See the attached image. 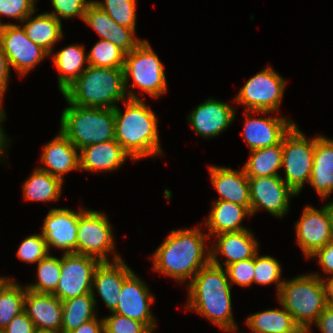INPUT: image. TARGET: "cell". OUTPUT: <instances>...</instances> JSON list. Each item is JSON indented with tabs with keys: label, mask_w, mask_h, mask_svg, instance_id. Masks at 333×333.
Wrapping results in <instances>:
<instances>
[{
	"label": "cell",
	"mask_w": 333,
	"mask_h": 333,
	"mask_svg": "<svg viewBox=\"0 0 333 333\" xmlns=\"http://www.w3.org/2000/svg\"><path fill=\"white\" fill-rule=\"evenodd\" d=\"M210 255V262L190 280L187 308L201 313L225 331L236 332L231 308L232 283L216 258Z\"/></svg>",
	"instance_id": "6da1fadb"
},
{
	"label": "cell",
	"mask_w": 333,
	"mask_h": 333,
	"mask_svg": "<svg viewBox=\"0 0 333 333\" xmlns=\"http://www.w3.org/2000/svg\"><path fill=\"white\" fill-rule=\"evenodd\" d=\"M128 97L125 113L117 106L113 109L115 140L133 160L161 154L156 115L133 91Z\"/></svg>",
	"instance_id": "7a4b0ae2"
},
{
	"label": "cell",
	"mask_w": 333,
	"mask_h": 333,
	"mask_svg": "<svg viewBox=\"0 0 333 333\" xmlns=\"http://www.w3.org/2000/svg\"><path fill=\"white\" fill-rule=\"evenodd\" d=\"M198 228L172 230L152 256L154 269L182 282L193 278L210 262V252L204 255V236Z\"/></svg>",
	"instance_id": "3957f363"
},
{
	"label": "cell",
	"mask_w": 333,
	"mask_h": 333,
	"mask_svg": "<svg viewBox=\"0 0 333 333\" xmlns=\"http://www.w3.org/2000/svg\"><path fill=\"white\" fill-rule=\"evenodd\" d=\"M68 104L112 108L124 101L126 91L123 68L86 67V70L62 93Z\"/></svg>",
	"instance_id": "277c9868"
},
{
	"label": "cell",
	"mask_w": 333,
	"mask_h": 333,
	"mask_svg": "<svg viewBox=\"0 0 333 333\" xmlns=\"http://www.w3.org/2000/svg\"><path fill=\"white\" fill-rule=\"evenodd\" d=\"M69 105L62 112L60 131L79 151L86 146L115 139L112 108Z\"/></svg>",
	"instance_id": "5b68a950"
},
{
	"label": "cell",
	"mask_w": 333,
	"mask_h": 333,
	"mask_svg": "<svg viewBox=\"0 0 333 333\" xmlns=\"http://www.w3.org/2000/svg\"><path fill=\"white\" fill-rule=\"evenodd\" d=\"M278 296L281 306L295 323L308 331L327 307L324 285L318 274L300 275L284 281Z\"/></svg>",
	"instance_id": "8992f818"
},
{
	"label": "cell",
	"mask_w": 333,
	"mask_h": 333,
	"mask_svg": "<svg viewBox=\"0 0 333 333\" xmlns=\"http://www.w3.org/2000/svg\"><path fill=\"white\" fill-rule=\"evenodd\" d=\"M123 71L125 91L129 76L134 80L131 88L138 86L155 98L167 91L164 65L146 40L125 54Z\"/></svg>",
	"instance_id": "52a82bcc"
},
{
	"label": "cell",
	"mask_w": 333,
	"mask_h": 333,
	"mask_svg": "<svg viewBox=\"0 0 333 333\" xmlns=\"http://www.w3.org/2000/svg\"><path fill=\"white\" fill-rule=\"evenodd\" d=\"M315 137L308 141L294 125L282 140V167L285 183L299 194L305 182H309L313 167Z\"/></svg>",
	"instance_id": "ba28073f"
},
{
	"label": "cell",
	"mask_w": 333,
	"mask_h": 333,
	"mask_svg": "<svg viewBox=\"0 0 333 333\" xmlns=\"http://www.w3.org/2000/svg\"><path fill=\"white\" fill-rule=\"evenodd\" d=\"M286 81L268 67L251 77L235 97L250 113H268L278 110Z\"/></svg>",
	"instance_id": "9c48e42d"
},
{
	"label": "cell",
	"mask_w": 333,
	"mask_h": 333,
	"mask_svg": "<svg viewBox=\"0 0 333 333\" xmlns=\"http://www.w3.org/2000/svg\"><path fill=\"white\" fill-rule=\"evenodd\" d=\"M105 214L81 210L77 231V254L108 262L107 252H113V232Z\"/></svg>",
	"instance_id": "30bf717a"
},
{
	"label": "cell",
	"mask_w": 333,
	"mask_h": 333,
	"mask_svg": "<svg viewBox=\"0 0 333 333\" xmlns=\"http://www.w3.org/2000/svg\"><path fill=\"white\" fill-rule=\"evenodd\" d=\"M101 263L95 257L75 253L61 257V277L52 293L61 301L92 292L93 276Z\"/></svg>",
	"instance_id": "8fae6325"
},
{
	"label": "cell",
	"mask_w": 333,
	"mask_h": 333,
	"mask_svg": "<svg viewBox=\"0 0 333 333\" xmlns=\"http://www.w3.org/2000/svg\"><path fill=\"white\" fill-rule=\"evenodd\" d=\"M0 41L11 65L21 76L28 73L49 53L33 43L23 28L16 24L4 23L0 27Z\"/></svg>",
	"instance_id": "7c38bea8"
},
{
	"label": "cell",
	"mask_w": 333,
	"mask_h": 333,
	"mask_svg": "<svg viewBox=\"0 0 333 333\" xmlns=\"http://www.w3.org/2000/svg\"><path fill=\"white\" fill-rule=\"evenodd\" d=\"M251 215L264 208L273 216L281 217L289 209V198L297 195L281 176L249 178Z\"/></svg>",
	"instance_id": "4fadbf2b"
},
{
	"label": "cell",
	"mask_w": 333,
	"mask_h": 333,
	"mask_svg": "<svg viewBox=\"0 0 333 333\" xmlns=\"http://www.w3.org/2000/svg\"><path fill=\"white\" fill-rule=\"evenodd\" d=\"M295 228L298 245L306 257H311L333 239L331 218L326 206L321 210L305 207Z\"/></svg>",
	"instance_id": "5bb4252c"
},
{
	"label": "cell",
	"mask_w": 333,
	"mask_h": 333,
	"mask_svg": "<svg viewBox=\"0 0 333 333\" xmlns=\"http://www.w3.org/2000/svg\"><path fill=\"white\" fill-rule=\"evenodd\" d=\"M118 306L112 312L144 323L151 331L155 328V319L150 312V303L154 298L148 287L133 272L123 283Z\"/></svg>",
	"instance_id": "9a60e30c"
},
{
	"label": "cell",
	"mask_w": 333,
	"mask_h": 333,
	"mask_svg": "<svg viewBox=\"0 0 333 333\" xmlns=\"http://www.w3.org/2000/svg\"><path fill=\"white\" fill-rule=\"evenodd\" d=\"M78 212H73L67 208H54L47 214L42 236L45 238L47 247L50 245L65 250V254H77V231H78Z\"/></svg>",
	"instance_id": "2e32d148"
},
{
	"label": "cell",
	"mask_w": 333,
	"mask_h": 333,
	"mask_svg": "<svg viewBox=\"0 0 333 333\" xmlns=\"http://www.w3.org/2000/svg\"><path fill=\"white\" fill-rule=\"evenodd\" d=\"M83 21L96 30L106 41L112 42L125 54L134 50L142 41L135 38V30L117 24L98 5L91 1L87 6Z\"/></svg>",
	"instance_id": "e0dca14e"
},
{
	"label": "cell",
	"mask_w": 333,
	"mask_h": 333,
	"mask_svg": "<svg viewBox=\"0 0 333 333\" xmlns=\"http://www.w3.org/2000/svg\"><path fill=\"white\" fill-rule=\"evenodd\" d=\"M246 112L243 135L250 151L282 143L283 137L295 125L283 117L249 118L250 111Z\"/></svg>",
	"instance_id": "ac0fdd59"
},
{
	"label": "cell",
	"mask_w": 333,
	"mask_h": 333,
	"mask_svg": "<svg viewBox=\"0 0 333 333\" xmlns=\"http://www.w3.org/2000/svg\"><path fill=\"white\" fill-rule=\"evenodd\" d=\"M133 271L115 254L113 263L101 262L95 270L92 282L106 306L113 312L118 306L122 285Z\"/></svg>",
	"instance_id": "d6986e66"
},
{
	"label": "cell",
	"mask_w": 333,
	"mask_h": 333,
	"mask_svg": "<svg viewBox=\"0 0 333 333\" xmlns=\"http://www.w3.org/2000/svg\"><path fill=\"white\" fill-rule=\"evenodd\" d=\"M188 116L197 134L206 138L215 137L233 122L235 110L227 103L209 99Z\"/></svg>",
	"instance_id": "ffe728a7"
},
{
	"label": "cell",
	"mask_w": 333,
	"mask_h": 333,
	"mask_svg": "<svg viewBox=\"0 0 333 333\" xmlns=\"http://www.w3.org/2000/svg\"><path fill=\"white\" fill-rule=\"evenodd\" d=\"M36 330L61 332L62 301L53 294L36 293L26 288L25 309Z\"/></svg>",
	"instance_id": "44dd1931"
},
{
	"label": "cell",
	"mask_w": 333,
	"mask_h": 333,
	"mask_svg": "<svg viewBox=\"0 0 333 333\" xmlns=\"http://www.w3.org/2000/svg\"><path fill=\"white\" fill-rule=\"evenodd\" d=\"M210 176L213 186L220 194L218 200H224L246 206L251 212L249 178L242 171L231 168L210 166Z\"/></svg>",
	"instance_id": "7402d4cb"
},
{
	"label": "cell",
	"mask_w": 333,
	"mask_h": 333,
	"mask_svg": "<svg viewBox=\"0 0 333 333\" xmlns=\"http://www.w3.org/2000/svg\"><path fill=\"white\" fill-rule=\"evenodd\" d=\"M77 150L60 131L57 137L44 146L41 160L47 167H40L39 169L63 180L62 177L65 173L80 169V157Z\"/></svg>",
	"instance_id": "603a6c76"
},
{
	"label": "cell",
	"mask_w": 333,
	"mask_h": 333,
	"mask_svg": "<svg viewBox=\"0 0 333 333\" xmlns=\"http://www.w3.org/2000/svg\"><path fill=\"white\" fill-rule=\"evenodd\" d=\"M80 169L90 171H112L129 157V154L114 139L96 143L80 150Z\"/></svg>",
	"instance_id": "cb8c5ba5"
},
{
	"label": "cell",
	"mask_w": 333,
	"mask_h": 333,
	"mask_svg": "<svg viewBox=\"0 0 333 333\" xmlns=\"http://www.w3.org/2000/svg\"><path fill=\"white\" fill-rule=\"evenodd\" d=\"M309 184L321 198L333 191V140L323 136L315 137L313 167Z\"/></svg>",
	"instance_id": "d4e9b609"
},
{
	"label": "cell",
	"mask_w": 333,
	"mask_h": 333,
	"mask_svg": "<svg viewBox=\"0 0 333 333\" xmlns=\"http://www.w3.org/2000/svg\"><path fill=\"white\" fill-rule=\"evenodd\" d=\"M216 249L210 255L221 253L226 257L224 266L254 257L258 253V242L248 230L217 234Z\"/></svg>",
	"instance_id": "484cf974"
},
{
	"label": "cell",
	"mask_w": 333,
	"mask_h": 333,
	"mask_svg": "<svg viewBox=\"0 0 333 333\" xmlns=\"http://www.w3.org/2000/svg\"><path fill=\"white\" fill-rule=\"evenodd\" d=\"M246 215L251 216V212L246 206L224 200H216L206 221L207 227L210 228L207 234L208 237L212 234L217 235L248 230L240 225Z\"/></svg>",
	"instance_id": "4316f807"
},
{
	"label": "cell",
	"mask_w": 333,
	"mask_h": 333,
	"mask_svg": "<svg viewBox=\"0 0 333 333\" xmlns=\"http://www.w3.org/2000/svg\"><path fill=\"white\" fill-rule=\"evenodd\" d=\"M28 15L22 22L23 29L28 38L37 45L41 46L49 54L52 52V46L63 36L61 21L57 20L49 13L38 14L30 18Z\"/></svg>",
	"instance_id": "83f0119b"
},
{
	"label": "cell",
	"mask_w": 333,
	"mask_h": 333,
	"mask_svg": "<svg viewBox=\"0 0 333 333\" xmlns=\"http://www.w3.org/2000/svg\"><path fill=\"white\" fill-rule=\"evenodd\" d=\"M88 61L83 46L70 45L53 55V62L60 72L58 86L63 93L85 70L83 64Z\"/></svg>",
	"instance_id": "f1b7e54d"
},
{
	"label": "cell",
	"mask_w": 333,
	"mask_h": 333,
	"mask_svg": "<svg viewBox=\"0 0 333 333\" xmlns=\"http://www.w3.org/2000/svg\"><path fill=\"white\" fill-rule=\"evenodd\" d=\"M94 292L62 301L63 318L61 332L68 333L79 328L83 323L96 318Z\"/></svg>",
	"instance_id": "f546056e"
},
{
	"label": "cell",
	"mask_w": 333,
	"mask_h": 333,
	"mask_svg": "<svg viewBox=\"0 0 333 333\" xmlns=\"http://www.w3.org/2000/svg\"><path fill=\"white\" fill-rule=\"evenodd\" d=\"M281 167L282 143L252 150L243 170L248 178L280 176L277 171Z\"/></svg>",
	"instance_id": "4dcf8cb0"
},
{
	"label": "cell",
	"mask_w": 333,
	"mask_h": 333,
	"mask_svg": "<svg viewBox=\"0 0 333 333\" xmlns=\"http://www.w3.org/2000/svg\"><path fill=\"white\" fill-rule=\"evenodd\" d=\"M283 309L255 313L246 319V324L252 333H293L299 326L286 309Z\"/></svg>",
	"instance_id": "1f68e13d"
},
{
	"label": "cell",
	"mask_w": 333,
	"mask_h": 333,
	"mask_svg": "<svg viewBox=\"0 0 333 333\" xmlns=\"http://www.w3.org/2000/svg\"><path fill=\"white\" fill-rule=\"evenodd\" d=\"M63 180L46 171L36 168L24 183V198L33 201H52L59 199Z\"/></svg>",
	"instance_id": "d6a6232c"
},
{
	"label": "cell",
	"mask_w": 333,
	"mask_h": 333,
	"mask_svg": "<svg viewBox=\"0 0 333 333\" xmlns=\"http://www.w3.org/2000/svg\"><path fill=\"white\" fill-rule=\"evenodd\" d=\"M8 279L0 288V330L25 309L26 288Z\"/></svg>",
	"instance_id": "836d02e7"
},
{
	"label": "cell",
	"mask_w": 333,
	"mask_h": 333,
	"mask_svg": "<svg viewBox=\"0 0 333 333\" xmlns=\"http://www.w3.org/2000/svg\"><path fill=\"white\" fill-rule=\"evenodd\" d=\"M37 264L38 282L26 286V288L36 293L52 294L61 277V258L58 259L48 254Z\"/></svg>",
	"instance_id": "e575fe53"
},
{
	"label": "cell",
	"mask_w": 333,
	"mask_h": 333,
	"mask_svg": "<svg viewBox=\"0 0 333 333\" xmlns=\"http://www.w3.org/2000/svg\"><path fill=\"white\" fill-rule=\"evenodd\" d=\"M88 65L103 68H123L125 53L110 41L100 39L87 54Z\"/></svg>",
	"instance_id": "d590c367"
},
{
	"label": "cell",
	"mask_w": 333,
	"mask_h": 333,
	"mask_svg": "<svg viewBox=\"0 0 333 333\" xmlns=\"http://www.w3.org/2000/svg\"><path fill=\"white\" fill-rule=\"evenodd\" d=\"M136 1L105 0L104 2L94 1V3L104 10L117 24L135 30Z\"/></svg>",
	"instance_id": "8d00e7d4"
},
{
	"label": "cell",
	"mask_w": 333,
	"mask_h": 333,
	"mask_svg": "<svg viewBox=\"0 0 333 333\" xmlns=\"http://www.w3.org/2000/svg\"><path fill=\"white\" fill-rule=\"evenodd\" d=\"M281 266L279 262L271 256H258L255 255V270L253 283L258 284H271L276 283L278 292L284 281H280Z\"/></svg>",
	"instance_id": "74e56055"
},
{
	"label": "cell",
	"mask_w": 333,
	"mask_h": 333,
	"mask_svg": "<svg viewBox=\"0 0 333 333\" xmlns=\"http://www.w3.org/2000/svg\"><path fill=\"white\" fill-rule=\"evenodd\" d=\"M49 254L45 238L42 234H35L27 237L18 248L19 259L28 263H38Z\"/></svg>",
	"instance_id": "f35d334b"
},
{
	"label": "cell",
	"mask_w": 333,
	"mask_h": 333,
	"mask_svg": "<svg viewBox=\"0 0 333 333\" xmlns=\"http://www.w3.org/2000/svg\"><path fill=\"white\" fill-rule=\"evenodd\" d=\"M104 320L105 333H151L152 331L142 322L113 313Z\"/></svg>",
	"instance_id": "ab89813d"
},
{
	"label": "cell",
	"mask_w": 333,
	"mask_h": 333,
	"mask_svg": "<svg viewBox=\"0 0 333 333\" xmlns=\"http://www.w3.org/2000/svg\"><path fill=\"white\" fill-rule=\"evenodd\" d=\"M255 270V256L246 260L232 263L226 267L228 280L242 287L253 283Z\"/></svg>",
	"instance_id": "60d3db41"
},
{
	"label": "cell",
	"mask_w": 333,
	"mask_h": 333,
	"mask_svg": "<svg viewBox=\"0 0 333 333\" xmlns=\"http://www.w3.org/2000/svg\"><path fill=\"white\" fill-rule=\"evenodd\" d=\"M52 5L54 6L55 11L49 13L53 15L57 20H60V17L67 19L72 18L73 16H79L84 18L87 6L91 1L86 0H51Z\"/></svg>",
	"instance_id": "b9f144b4"
},
{
	"label": "cell",
	"mask_w": 333,
	"mask_h": 333,
	"mask_svg": "<svg viewBox=\"0 0 333 333\" xmlns=\"http://www.w3.org/2000/svg\"><path fill=\"white\" fill-rule=\"evenodd\" d=\"M36 0H0V14L13 17L21 22L30 14H35ZM3 24L0 23V27Z\"/></svg>",
	"instance_id": "7bdbcfd3"
},
{
	"label": "cell",
	"mask_w": 333,
	"mask_h": 333,
	"mask_svg": "<svg viewBox=\"0 0 333 333\" xmlns=\"http://www.w3.org/2000/svg\"><path fill=\"white\" fill-rule=\"evenodd\" d=\"M35 331L36 328L33 321L24 310L9 322L3 333H35Z\"/></svg>",
	"instance_id": "ee69618b"
},
{
	"label": "cell",
	"mask_w": 333,
	"mask_h": 333,
	"mask_svg": "<svg viewBox=\"0 0 333 333\" xmlns=\"http://www.w3.org/2000/svg\"><path fill=\"white\" fill-rule=\"evenodd\" d=\"M312 257H318L320 266L327 274L333 275V239L317 250Z\"/></svg>",
	"instance_id": "f6af8a7d"
},
{
	"label": "cell",
	"mask_w": 333,
	"mask_h": 333,
	"mask_svg": "<svg viewBox=\"0 0 333 333\" xmlns=\"http://www.w3.org/2000/svg\"><path fill=\"white\" fill-rule=\"evenodd\" d=\"M322 333H333V308L326 307L316 321Z\"/></svg>",
	"instance_id": "bcb514c9"
},
{
	"label": "cell",
	"mask_w": 333,
	"mask_h": 333,
	"mask_svg": "<svg viewBox=\"0 0 333 333\" xmlns=\"http://www.w3.org/2000/svg\"><path fill=\"white\" fill-rule=\"evenodd\" d=\"M68 333H105L104 320L102 319L99 322L96 318H94L83 323L79 328Z\"/></svg>",
	"instance_id": "7dc6e473"
},
{
	"label": "cell",
	"mask_w": 333,
	"mask_h": 333,
	"mask_svg": "<svg viewBox=\"0 0 333 333\" xmlns=\"http://www.w3.org/2000/svg\"><path fill=\"white\" fill-rule=\"evenodd\" d=\"M9 63L7 60V57L3 51V46L0 41V87L5 89L8 85V79H9Z\"/></svg>",
	"instance_id": "c3c4849f"
},
{
	"label": "cell",
	"mask_w": 333,
	"mask_h": 333,
	"mask_svg": "<svg viewBox=\"0 0 333 333\" xmlns=\"http://www.w3.org/2000/svg\"><path fill=\"white\" fill-rule=\"evenodd\" d=\"M332 277L326 282L322 279L324 289H325V297H326V304L328 307L333 308V275Z\"/></svg>",
	"instance_id": "681fc988"
},
{
	"label": "cell",
	"mask_w": 333,
	"mask_h": 333,
	"mask_svg": "<svg viewBox=\"0 0 333 333\" xmlns=\"http://www.w3.org/2000/svg\"><path fill=\"white\" fill-rule=\"evenodd\" d=\"M7 143V138L4 135L3 128L0 126V156L4 152L3 150L5 149Z\"/></svg>",
	"instance_id": "f907efd6"
},
{
	"label": "cell",
	"mask_w": 333,
	"mask_h": 333,
	"mask_svg": "<svg viewBox=\"0 0 333 333\" xmlns=\"http://www.w3.org/2000/svg\"><path fill=\"white\" fill-rule=\"evenodd\" d=\"M4 94H5V89H3V88L0 87V122H2L5 119V117H6L4 111H2V108H1L2 107L1 106L2 105L1 101H2V97L4 96Z\"/></svg>",
	"instance_id": "816d5d0a"
},
{
	"label": "cell",
	"mask_w": 333,
	"mask_h": 333,
	"mask_svg": "<svg viewBox=\"0 0 333 333\" xmlns=\"http://www.w3.org/2000/svg\"><path fill=\"white\" fill-rule=\"evenodd\" d=\"M326 208L328 209L330 218H331V225H332V232H333V202L326 204Z\"/></svg>",
	"instance_id": "f5cc1de1"
},
{
	"label": "cell",
	"mask_w": 333,
	"mask_h": 333,
	"mask_svg": "<svg viewBox=\"0 0 333 333\" xmlns=\"http://www.w3.org/2000/svg\"><path fill=\"white\" fill-rule=\"evenodd\" d=\"M293 333H310V331L306 330V329H303V328H298L295 332Z\"/></svg>",
	"instance_id": "db71d44e"
},
{
	"label": "cell",
	"mask_w": 333,
	"mask_h": 333,
	"mask_svg": "<svg viewBox=\"0 0 333 333\" xmlns=\"http://www.w3.org/2000/svg\"><path fill=\"white\" fill-rule=\"evenodd\" d=\"M35 333H62V332L47 331V330H36Z\"/></svg>",
	"instance_id": "11a10c76"
},
{
	"label": "cell",
	"mask_w": 333,
	"mask_h": 333,
	"mask_svg": "<svg viewBox=\"0 0 333 333\" xmlns=\"http://www.w3.org/2000/svg\"><path fill=\"white\" fill-rule=\"evenodd\" d=\"M9 278H1L0 277V288L2 287V285L8 280Z\"/></svg>",
	"instance_id": "9f6ffc18"
}]
</instances>
